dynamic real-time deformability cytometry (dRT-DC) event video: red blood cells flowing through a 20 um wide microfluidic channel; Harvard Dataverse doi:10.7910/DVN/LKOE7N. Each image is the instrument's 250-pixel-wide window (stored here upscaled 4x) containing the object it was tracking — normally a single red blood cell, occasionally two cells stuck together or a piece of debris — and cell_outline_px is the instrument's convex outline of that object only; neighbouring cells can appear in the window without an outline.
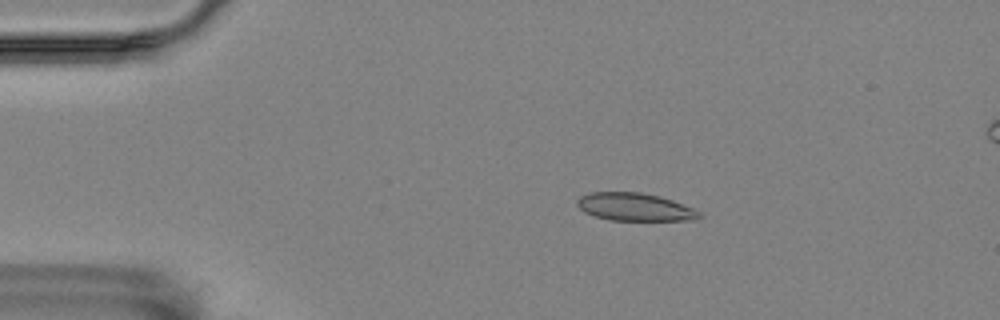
{"species": "Egyptian fruit bat (a non-hibernating species)", "species_latin": "Rousettus aegyptiacus", "temperature_condition": "room temperature", "stored_images_in_passage": 56, "camera_frame_rate_fps": 3000, "um_per_image_px": 0.085, "animal": {"sex": "female"}, "frame": {"image": 1, "passage_image": 10, "time_ms": 3.0, "image_size_px": [1000, 320], "cell_outline_px": [[700, 216], [696, 220], [608, 220], [584, 212], [576, 204], [576, 200], [580, 196], [588, 192], [640, 192], [660, 196], [672, 200], [692, 208], [700, 212]], "centroid_in_image_um": [53.92, 17.58], "position_along_channel_um": 31.1, "area_um2": 19.77}}
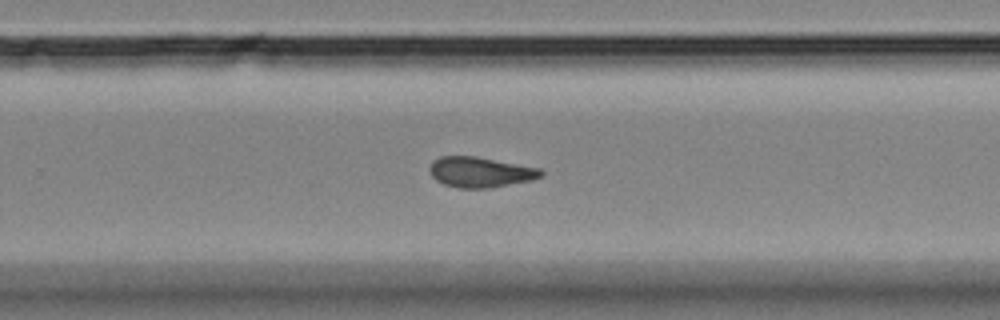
{"frame": {"image": 2, "passage_image": 36, "time_ms": 11.667, "image_size_px": [1000, 320], "cell_outline_px": [[544, 176], [532, 180], [488, 188], [456, 188], [444, 184], [436, 180], [432, 176], [428, 168], [432, 160], [440, 156], [476, 156], [540, 168], [544, 172]], "centroid_in_image_um": [40.81, 14.62], "position_along_channel_um": 289.0, "area_um2": 19.88}}
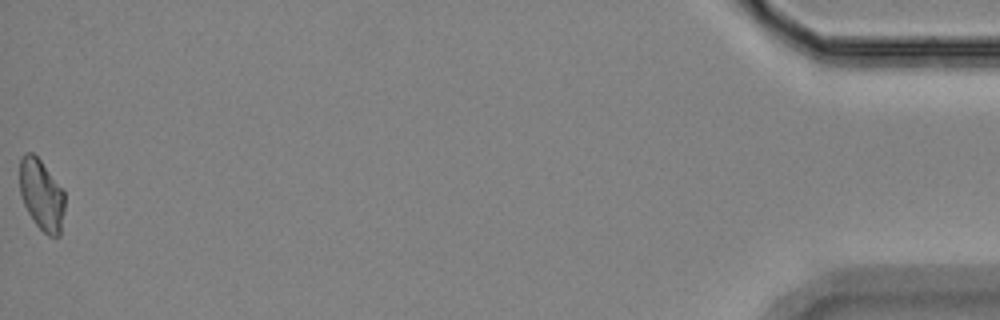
{"frame": {"image": 3, "passage_image": 56, "time_ms": 18.333, "image_size_px": [1000, 320], "cell_outline_px": [[64, 212], [60, 236], [48, 236], [36, 224], [28, 212], [24, 204], [20, 192], [20, 160], [28, 152], [32, 152], [40, 160], [64, 188]], "centroid_in_image_um": [3.56, 16.57], "position_along_channel_um": 431.6, "area_um2": 18.61}, "authors_computed_cell_mechanics": {"area_um2": 19.5942, "velocity_mm_per_s": 3.5459, "shape_relaxation_time_tau1_ms": null, "shape_relaxation_time_tau2_ms": 6.0397, "deformation_change_tau1": null, "deformation_change_tau2": 0.1395}}